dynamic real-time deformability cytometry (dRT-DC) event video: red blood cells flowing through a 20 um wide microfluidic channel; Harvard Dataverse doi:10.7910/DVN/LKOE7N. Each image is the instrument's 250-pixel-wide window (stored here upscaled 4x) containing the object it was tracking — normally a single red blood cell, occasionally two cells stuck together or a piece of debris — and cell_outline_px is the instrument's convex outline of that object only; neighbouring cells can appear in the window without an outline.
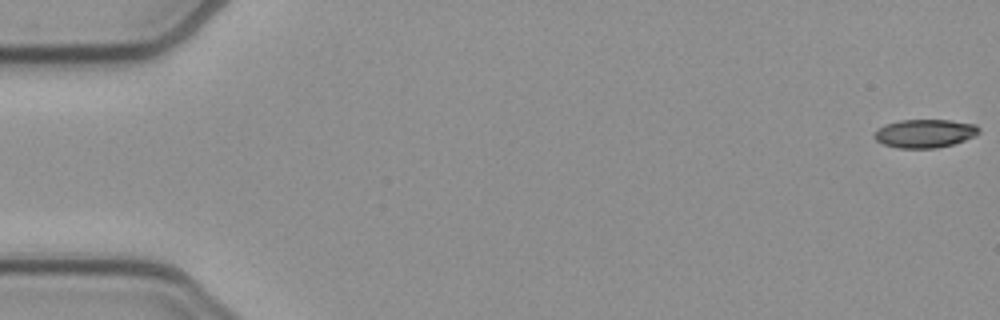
{"species": "common noctule bat (a hibernating species)", "species_latin": "Nyctalus noctula", "temperature_condition": "cold", "stored_images_in_passage": 53, "camera_frame_rate_fps": 3000, "um_per_image_px": 0.085, "animal": {"sex": "female", "body_mass_g": 21.9}, "frame": {"image": 1, "passage_image": 1, "time_ms": 0.0, "image_size_px": [1000, 320], "cell_outline_px": [[980, 132], [976, 136], [952, 144], [936, 148], [896, 148], [884, 144], [876, 140], [872, 136], [876, 128], [884, 124], [900, 120], [952, 120], [976, 124], [980, 128]], "centroid_in_image_um": [78.59, 11.33], "position_along_channel_um": 6.4, "area_um2": 17.57}}
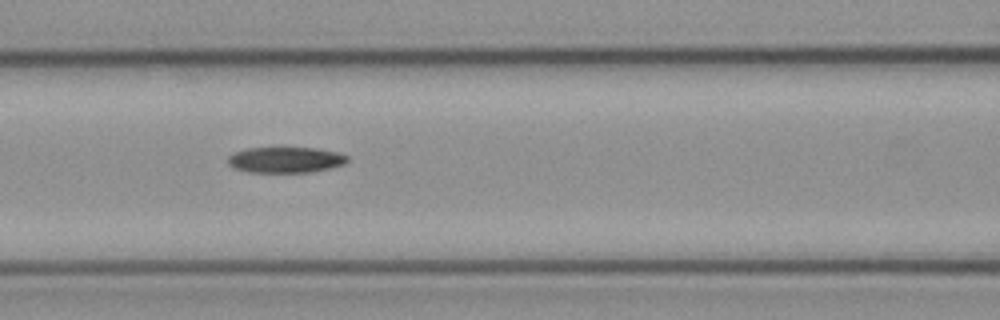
{"frame": {"image": 2, "passage_image": 23, "time_ms": 7.333, "image_size_px": [1000, 320], "cell_outline_px": [[348, 160], [344, 164], [312, 172], [248, 172], [232, 168], [228, 164], [228, 156], [236, 152], [248, 148], [316, 148], [340, 152], [348, 156]], "centroid_in_image_um": [24.27, 13.59], "position_along_channel_um": 142.3, "area_um2": 17.98}}
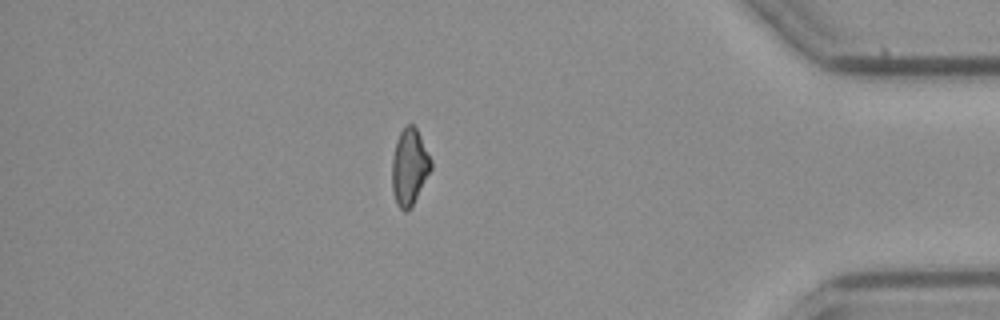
{"frame": {"image": 3, "passage_image": 46, "time_ms": 15.0, "image_size_px": [1000, 320], "cell_outline_px": [[432, 168], [408, 212], [404, 212], [396, 204], [392, 192], [392, 160], [396, 140], [400, 132], [408, 124], [412, 124], [416, 128], [432, 160]], "centroid_in_image_um": [34.79, 14.21], "position_along_channel_um": 400.4, "area_um2": 17.28}}